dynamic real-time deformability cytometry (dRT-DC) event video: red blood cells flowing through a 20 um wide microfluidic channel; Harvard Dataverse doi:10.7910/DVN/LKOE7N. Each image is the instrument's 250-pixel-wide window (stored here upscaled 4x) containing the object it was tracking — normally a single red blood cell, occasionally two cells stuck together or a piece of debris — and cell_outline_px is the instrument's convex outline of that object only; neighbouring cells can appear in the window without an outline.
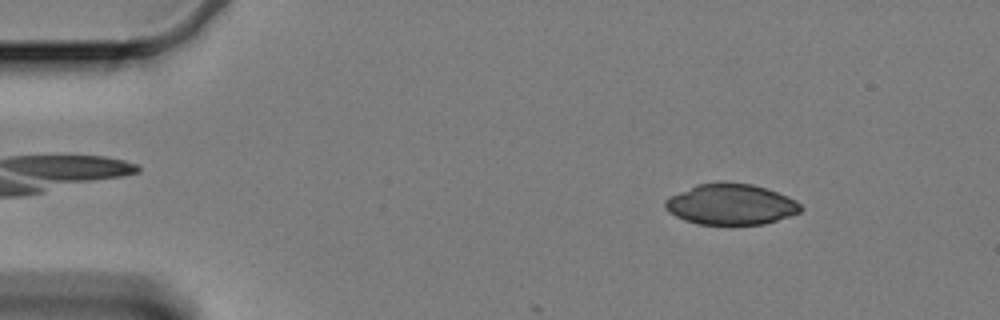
{"species": "Egyptian fruit bat (a non-hibernating species)", "species_latin": "Rousettus aegyptiacus", "temperature_condition": "cold", "stored_images_in_passage": 6, "camera_frame_rate_fps": 3000, "um_per_image_px": 0.085, "animal": {"sex": "female"}, "frame": {"image": 1, "passage_image": 4, "time_ms": 1.0, "image_size_px": [1000, 320], "cell_outline_px": [[804, 208], [800, 212], [764, 224], [732, 228], [700, 224], [684, 220], [668, 212], [664, 208], [664, 200], [668, 196], [696, 184], [716, 180], [724, 180], [752, 184], [788, 196], [796, 200]], "centroid_in_image_um": [62.08, 17.38], "position_along_channel_um": 22.9, "area_um2": 33.64}}